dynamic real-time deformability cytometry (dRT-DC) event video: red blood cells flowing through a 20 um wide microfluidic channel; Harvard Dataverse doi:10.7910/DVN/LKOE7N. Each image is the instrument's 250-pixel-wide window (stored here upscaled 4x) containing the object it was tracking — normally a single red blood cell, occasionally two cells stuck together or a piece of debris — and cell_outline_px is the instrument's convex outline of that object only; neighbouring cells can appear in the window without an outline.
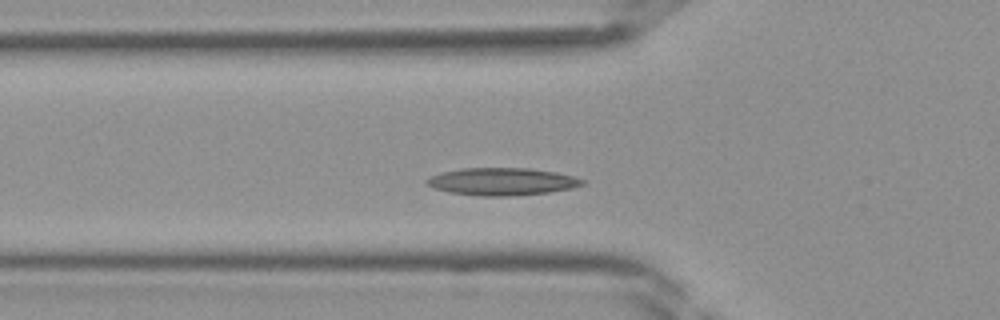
{"species": "Egyptian fruit bat (a non-hibernating species)", "species_latin": "Rousettus aegyptiacus", "temperature_condition": "room temperature", "stored_images_in_passage": 37, "segment_of_instrument_passage": [1, 2], "camera_frame_rate_fps": 3000, "um_per_image_px": 0.085, "frame": {"image": 1, "passage_image": 9, "time_ms": 2.667, "image_size_px": [1000, 320], "cell_outline_px": [[588, 180], [584, 184], [572, 188], [548, 192], [508, 196], [484, 196], [448, 192], [424, 184], [424, 180], [440, 172], [460, 168], [532, 168], [556, 172]], "centroid_in_image_um": [42.67, 15.42], "position_along_channel_um": 83.1, "area_um2": 24.97}}
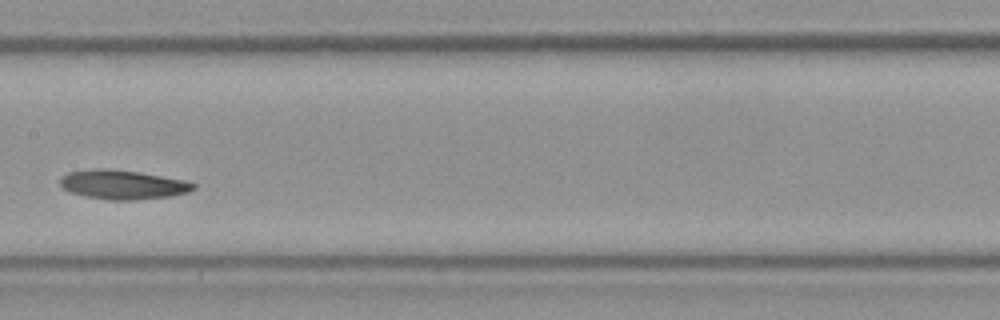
{"frame": {"image": 2, "passage_image": 16, "time_ms": 5.0, "image_size_px": [1000, 320], "cell_outline_px": [[196, 188], [188, 192], [168, 196], [136, 200], [108, 200], [88, 196], [72, 192], [64, 188], [60, 184], [60, 176], [68, 172], [92, 168], [108, 168], [136, 172], [184, 180], [196, 184]], "centroid_in_image_um": [10.41, 15.68], "position_along_channel_um": 197.0, "area_um2": 22.48}}
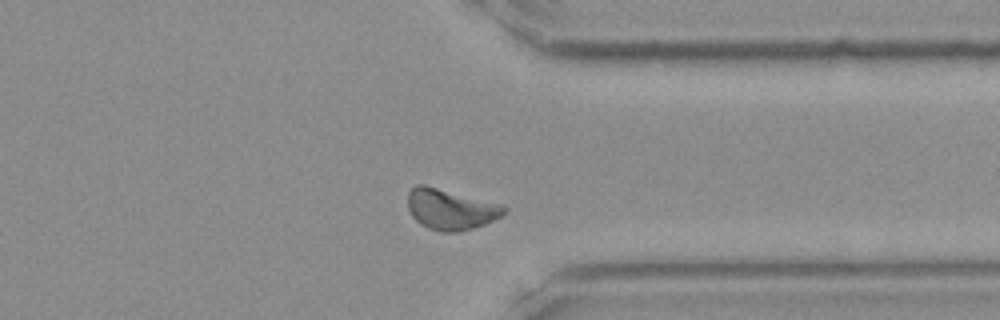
{"frame": {"image": 3, "passage_image": 27, "time_ms": 8.667, "image_size_px": [1000, 320], "cell_outline_px": [[508, 208], [500, 216], [484, 224], [460, 232], [444, 232], [428, 228], [420, 224], [412, 216], [408, 208], [408, 192], [416, 184], [424, 184]], "centroid_in_image_um": [38.2, 17.81], "position_along_channel_um": 373.2, "area_um2": 22.08}}